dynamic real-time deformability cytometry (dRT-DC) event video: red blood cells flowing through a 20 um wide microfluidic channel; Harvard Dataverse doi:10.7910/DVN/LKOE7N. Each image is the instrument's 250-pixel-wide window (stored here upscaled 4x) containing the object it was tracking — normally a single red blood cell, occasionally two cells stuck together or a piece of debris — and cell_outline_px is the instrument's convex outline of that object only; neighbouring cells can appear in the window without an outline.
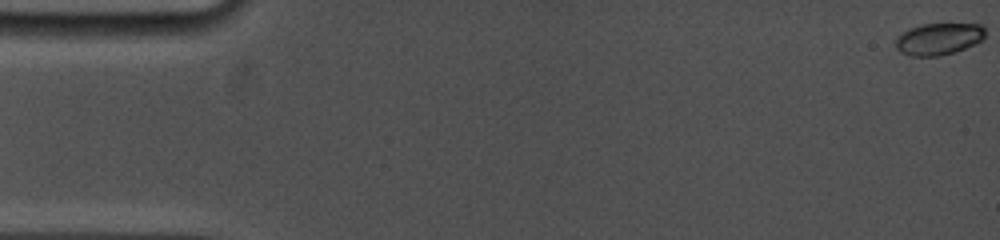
{"species": "common noctule bat (a hibernating species)", "species_latin": "Nyctalus noctula", "temperature_condition": "cold", "stored_images_in_passage": 85, "camera_frame_rate_fps": 5000, "um_per_image_px": 0.085, "animal": {"sex": "female", "body_mass_g": 19.0, "forearm_length_mm": 53.3}, "frame": {"image": 1, "passage_image": 1, "time_ms": 0.0, "image_size_px": [1000, 240], "cell_outline_px": [[984, 40], [964, 48], [940, 56], [912, 56], [900, 52], [896, 48], [896, 36], [908, 28], [920, 24], [980, 24], [984, 28]], "centroid_in_image_um": [79.75, 3.3], "position_along_channel_um": 5.2, "area_um2": 16.65}}
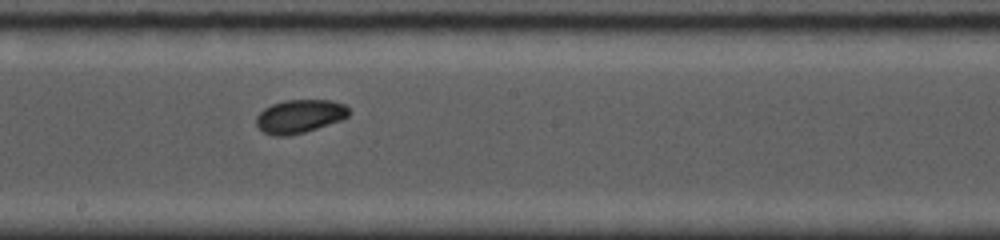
{"frame": {"image": 2, "passage_image": 49, "time_ms": 9.6, "image_size_px": [1000, 240], "cell_outline_px": [[352, 112], [344, 120], [304, 132], [288, 136], [272, 136], [264, 132], [256, 124], [256, 116], [264, 108], [272, 104], [284, 100], [332, 100], [344, 104]], "centroid_in_image_um": [25.5, 9.88], "position_along_channel_um": 222.7, "area_um2": 18.26}}
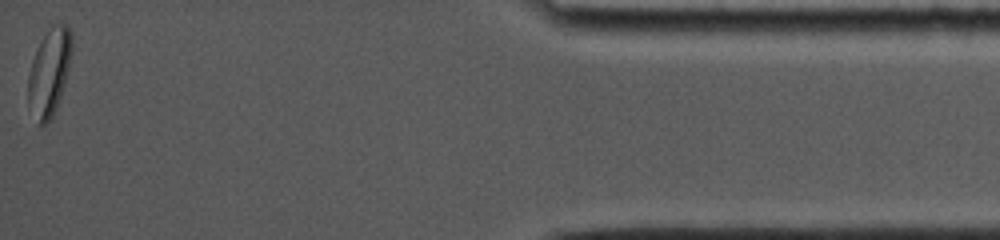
{"frame": {"image": 3, "passage_image": 85, "time_ms": 16.8, "image_size_px": [1000, 240], "cell_outline_px": [[72, 48], [68, 68], [64, 84], [56, 108], [52, 116], [44, 124], [36, 124], [28, 100], [28, 76], [32, 60], [48, 20], [64, 24], [72, 32]], "centroid_in_image_um": [4.18, 6.0], "position_along_channel_um": 431.0, "area_um2": 22.48}, "authors_computed_cell_mechanics": {"area_um2": 17.629, "velocity_mm_per_s": 3.7765, "shape_relaxation_time_tau1_ms": 3.8103, "shape_relaxation_time_tau2_ms": null, "deformation_change_tau1": 0.1057, "deformation_change_tau2": null}}